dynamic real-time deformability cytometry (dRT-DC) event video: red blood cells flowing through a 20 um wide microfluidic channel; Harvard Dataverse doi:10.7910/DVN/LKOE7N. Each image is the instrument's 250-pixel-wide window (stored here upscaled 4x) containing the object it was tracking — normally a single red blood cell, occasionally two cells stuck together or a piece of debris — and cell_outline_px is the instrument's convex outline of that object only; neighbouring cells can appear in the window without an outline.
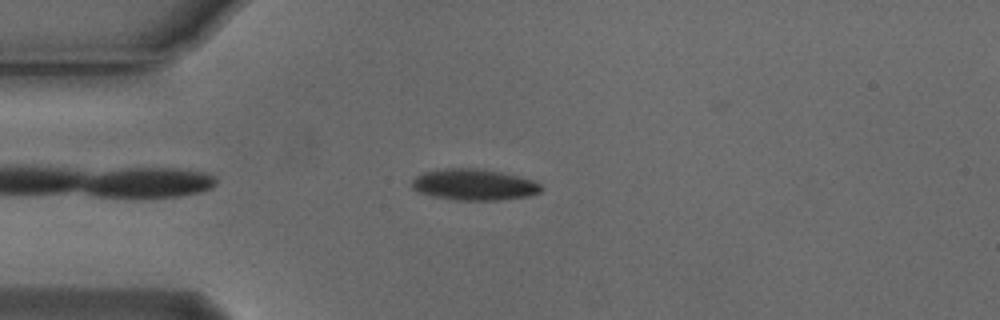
{"species": "Egyptian fruit bat (a non-hibernating species)", "species_latin": "Rousettus aegyptiacus", "temperature_condition": "cold", "stored_images_in_passage": 40, "camera_frame_rate_fps": 3000, "um_per_image_px": 0.085, "animal": {"sex": "male"}, "frame": {"image": 1, "passage_image": 5, "time_ms": 1.333, "image_size_px": [1000, 320], "cell_outline_px": [[544, 188], [540, 192], [528, 196], [500, 200], [456, 200], [432, 196], [420, 192], [412, 188], [412, 180], [416, 176], [424, 172], [444, 168], [480, 168], [500, 172], [532, 180], [540, 184]], "centroid_in_image_um": [40.28, 15.69], "position_along_channel_um": 44.7, "area_um2": 23.47}}
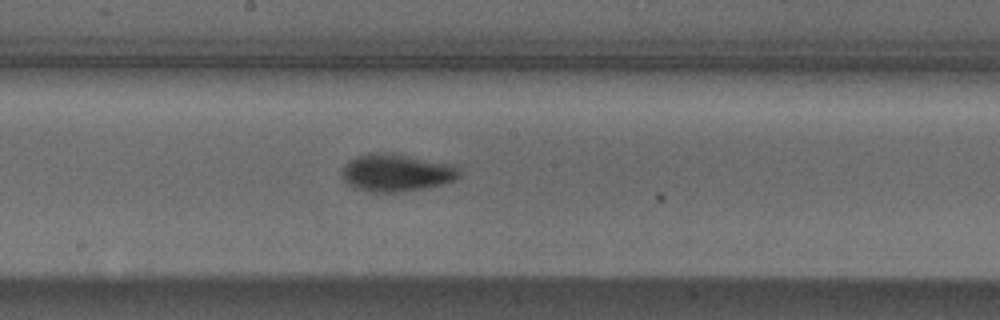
{"frame": {"image": 2, "passage_image": 20, "time_ms": 6.333, "image_size_px": [1000, 320], "cell_outline_px": [[460, 176], [456, 180], [444, 184], [396, 192], [368, 192], [352, 188], [344, 180], [340, 172], [344, 164], [348, 160], [356, 156], [368, 152], [388, 152], [456, 164], [460, 172]], "centroid_in_image_um": [33.66, 14.66], "position_along_channel_um": 214.5, "area_um2": 26.18}}
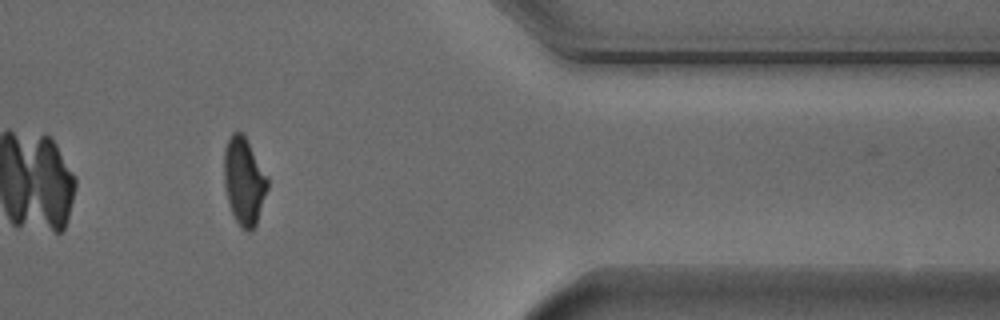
{"frame": {"image": 3, "passage_image": 36, "time_ms": 11.667, "image_size_px": [1000, 320], "cell_outline_px": [[268, 188], [256, 224], [248, 232], [236, 220], [232, 212], [228, 200], [224, 184], [224, 148], [232, 132], [240, 132], [244, 136], [268, 180]], "centroid_in_image_um": [20.72, 15.4], "position_along_channel_um": 390.7, "area_um2": 21.39}, "authors_computed_cell_mechanics": {"area_um2": 23.5824, "velocity_mm_per_s": 3.7688, "shape_relaxation_time_tau1_ms": 2.3299, "shape_relaxation_time_tau2_ms": null, "deformation_change_tau1": 0.1324, "deformation_change_tau2": null}}